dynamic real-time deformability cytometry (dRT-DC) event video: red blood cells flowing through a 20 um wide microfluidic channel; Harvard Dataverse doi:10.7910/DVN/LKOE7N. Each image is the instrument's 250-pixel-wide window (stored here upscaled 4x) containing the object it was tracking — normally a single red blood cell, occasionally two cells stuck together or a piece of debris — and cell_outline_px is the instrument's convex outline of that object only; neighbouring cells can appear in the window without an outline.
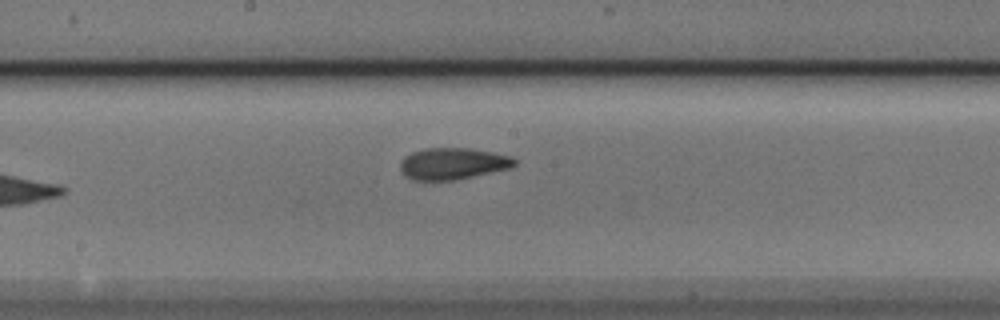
{"species": "Egyptian fruit bat (a non-hibernating species)", "species_latin": "Rousettus aegyptiacus", "temperature_condition": "cold", "stored_images_in_passage": 8, "camera_frame_rate_fps": 3000, "um_per_image_px": 0.085, "animal": {"sex": "male"}, "frame": {"image": 1, "passage_image": 8, "time_ms": 2.333, "image_size_px": [1000, 320], "cell_outline_px": [[516, 164], [512, 168], [456, 180], [412, 180], [400, 172], [400, 160], [404, 156], [412, 152], [424, 148], [472, 148], [512, 156], [516, 160]], "centroid_in_image_um": [38.48, 13.91], "position_along_channel_um": 209.7, "area_um2": 21.39}}